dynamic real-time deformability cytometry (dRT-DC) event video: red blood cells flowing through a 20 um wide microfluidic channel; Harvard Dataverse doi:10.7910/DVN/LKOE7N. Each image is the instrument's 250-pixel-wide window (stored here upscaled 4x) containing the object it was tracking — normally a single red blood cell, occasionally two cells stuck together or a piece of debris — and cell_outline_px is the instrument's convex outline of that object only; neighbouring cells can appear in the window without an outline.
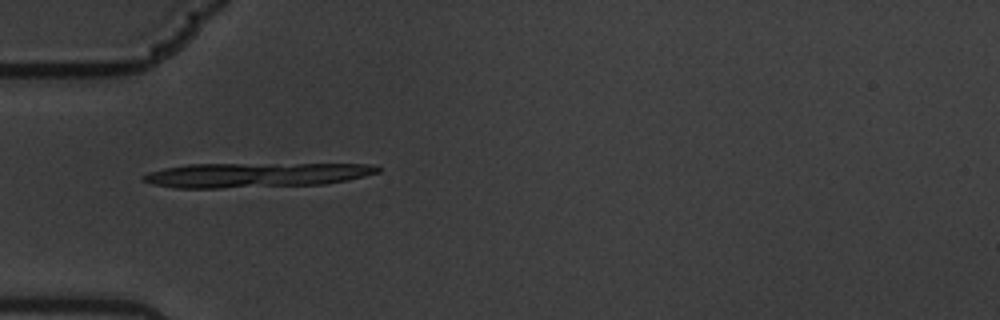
{"species": "common noctule bat (a hibernating species)", "species_latin": "Nyctalus noctula", "temperature_condition": "warm", "stored_images_in_passage": 1, "camera_frame_rate_fps": 3000, "um_per_image_px": 0.085, "animal": {"sex": "male", "body_mass_g": 19.5, "forearm_length_mm": 54.6}, "frame": {"image": 1, "passage_image": 1, "time_ms": 0.0, "image_size_px": [1000, 320], "cell_outline_px": [[380, 172], [348, 180], [324, 184], [220, 188], [176, 188], [152, 184], [140, 180], [140, 176], [148, 172], [164, 168], [188, 164], [368, 164], [380, 168]], "centroid_in_image_um": [21.66, 14.87], "position_along_channel_um": 63.3, "area_um2": 33.64}}